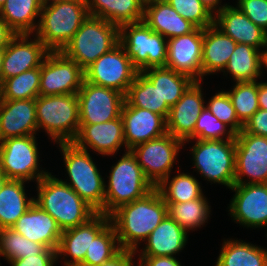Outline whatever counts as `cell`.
Returning <instances> with one entry per match:
<instances>
[{
    "label": "cell",
    "instance_id": "obj_1",
    "mask_svg": "<svg viewBox=\"0 0 267 266\" xmlns=\"http://www.w3.org/2000/svg\"><path fill=\"white\" fill-rule=\"evenodd\" d=\"M167 215V204L156 188L143 198L120 206L110 215L120 248L139 253L140 243H145Z\"/></svg>",
    "mask_w": 267,
    "mask_h": 266
},
{
    "label": "cell",
    "instance_id": "obj_2",
    "mask_svg": "<svg viewBox=\"0 0 267 266\" xmlns=\"http://www.w3.org/2000/svg\"><path fill=\"white\" fill-rule=\"evenodd\" d=\"M34 202L50 214L62 231L82 225L98 212L69 185L50 172L36 183Z\"/></svg>",
    "mask_w": 267,
    "mask_h": 266
},
{
    "label": "cell",
    "instance_id": "obj_3",
    "mask_svg": "<svg viewBox=\"0 0 267 266\" xmlns=\"http://www.w3.org/2000/svg\"><path fill=\"white\" fill-rule=\"evenodd\" d=\"M58 145L69 176L67 177L69 179L63 182L98 213L104 214L105 183L107 182L99 172L89 150L81 149L73 142L58 143Z\"/></svg>",
    "mask_w": 267,
    "mask_h": 266
},
{
    "label": "cell",
    "instance_id": "obj_4",
    "mask_svg": "<svg viewBox=\"0 0 267 266\" xmlns=\"http://www.w3.org/2000/svg\"><path fill=\"white\" fill-rule=\"evenodd\" d=\"M88 16L85 0L43 2L34 34L50 51H61Z\"/></svg>",
    "mask_w": 267,
    "mask_h": 266
},
{
    "label": "cell",
    "instance_id": "obj_5",
    "mask_svg": "<svg viewBox=\"0 0 267 266\" xmlns=\"http://www.w3.org/2000/svg\"><path fill=\"white\" fill-rule=\"evenodd\" d=\"M119 44V27L89 15L61 52L83 70Z\"/></svg>",
    "mask_w": 267,
    "mask_h": 266
},
{
    "label": "cell",
    "instance_id": "obj_6",
    "mask_svg": "<svg viewBox=\"0 0 267 266\" xmlns=\"http://www.w3.org/2000/svg\"><path fill=\"white\" fill-rule=\"evenodd\" d=\"M109 173L104 200V214L107 216L120 206L143 198L155 188L145 177L131 150L123 154Z\"/></svg>",
    "mask_w": 267,
    "mask_h": 266
},
{
    "label": "cell",
    "instance_id": "obj_7",
    "mask_svg": "<svg viewBox=\"0 0 267 266\" xmlns=\"http://www.w3.org/2000/svg\"><path fill=\"white\" fill-rule=\"evenodd\" d=\"M35 105L38 132L44 130L56 144L73 142L80 128L77 94L39 95Z\"/></svg>",
    "mask_w": 267,
    "mask_h": 266
},
{
    "label": "cell",
    "instance_id": "obj_8",
    "mask_svg": "<svg viewBox=\"0 0 267 266\" xmlns=\"http://www.w3.org/2000/svg\"><path fill=\"white\" fill-rule=\"evenodd\" d=\"M192 140H196L190 150L195 171L211 184L218 183L230 189L235 184V139Z\"/></svg>",
    "mask_w": 267,
    "mask_h": 266
},
{
    "label": "cell",
    "instance_id": "obj_9",
    "mask_svg": "<svg viewBox=\"0 0 267 266\" xmlns=\"http://www.w3.org/2000/svg\"><path fill=\"white\" fill-rule=\"evenodd\" d=\"M119 43L138 72L151 67H165L167 39L144 21L121 25Z\"/></svg>",
    "mask_w": 267,
    "mask_h": 266
},
{
    "label": "cell",
    "instance_id": "obj_10",
    "mask_svg": "<svg viewBox=\"0 0 267 266\" xmlns=\"http://www.w3.org/2000/svg\"><path fill=\"white\" fill-rule=\"evenodd\" d=\"M36 135L14 137L0 142V169L7 179L36 183L49 172L39 166ZM41 168V169H40Z\"/></svg>",
    "mask_w": 267,
    "mask_h": 266
},
{
    "label": "cell",
    "instance_id": "obj_11",
    "mask_svg": "<svg viewBox=\"0 0 267 266\" xmlns=\"http://www.w3.org/2000/svg\"><path fill=\"white\" fill-rule=\"evenodd\" d=\"M184 144L169 133L134 146L135 155L145 177L156 187L171 174L176 158Z\"/></svg>",
    "mask_w": 267,
    "mask_h": 266
},
{
    "label": "cell",
    "instance_id": "obj_12",
    "mask_svg": "<svg viewBox=\"0 0 267 266\" xmlns=\"http://www.w3.org/2000/svg\"><path fill=\"white\" fill-rule=\"evenodd\" d=\"M137 73L138 70L132 65L120 43L84 70L85 81L124 95L127 94Z\"/></svg>",
    "mask_w": 267,
    "mask_h": 266
},
{
    "label": "cell",
    "instance_id": "obj_13",
    "mask_svg": "<svg viewBox=\"0 0 267 266\" xmlns=\"http://www.w3.org/2000/svg\"><path fill=\"white\" fill-rule=\"evenodd\" d=\"M85 80L84 70L61 51H50L40 66V95L77 94Z\"/></svg>",
    "mask_w": 267,
    "mask_h": 266
},
{
    "label": "cell",
    "instance_id": "obj_14",
    "mask_svg": "<svg viewBox=\"0 0 267 266\" xmlns=\"http://www.w3.org/2000/svg\"><path fill=\"white\" fill-rule=\"evenodd\" d=\"M235 143V184L267 183V137L239 132Z\"/></svg>",
    "mask_w": 267,
    "mask_h": 266
},
{
    "label": "cell",
    "instance_id": "obj_15",
    "mask_svg": "<svg viewBox=\"0 0 267 266\" xmlns=\"http://www.w3.org/2000/svg\"><path fill=\"white\" fill-rule=\"evenodd\" d=\"M80 124H97L121 117L125 95L84 80L77 93Z\"/></svg>",
    "mask_w": 267,
    "mask_h": 266
},
{
    "label": "cell",
    "instance_id": "obj_16",
    "mask_svg": "<svg viewBox=\"0 0 267 266\" xmlns=\"http://www.w3.org/2000/svg\"><path fill=\"white\" fill-rule=\"evenodd\" d=\"M235 192L228 206L234 222L246 228L267 227V183L234 184Z\"/></svg>",
    "mask_w": 267,
    "mask_h": 266
},
{
    "label": "cell",
    "instance_id": "obj_17",
    "mask_svg": "<svg viewBox=\"0 0 267 266\" xmlns=\"http://www.w3.org/2000/svg\"><path fill=\"white\" fill-rule=\"evenodd\" d=\"M203 29L167 40L165 67L203 82L202 72Z\"/></svg>",
    "mask_w": 267,
    "mask_h": 266
},
{
    "label": "cell",
    "instance_id": "obj_18",
    "mask_svg": "<svg viewBox=\"0 0 267 266\" xmlns=\"http://www.w3.org/2000/svg\"><path fill=\"white\" fill-rule=\"evenodd\" d=\"M16 34L4 48L1 83L27 70L40 67L50 50L33 34ZM30 39V40H28Z\"/></svg>",
    "mask_w": 267,
    "mask_h": 266
},
{
    "label": "cell",
    "instance_id": "obj_19",
    "mask_svg": "<svg viewBox=\"0 0 267 266\" xmlns=\"http://www.w3.org/2000/svg\"><path fill=\"white\" fill-rule=\"evenodd\" d=\"M201 84V81H195L177 103L170 107L166 119L167 133L181 140L183 144L194 139L196 120L205 108Z\"/></svg>",
    "mask_w": 267,
    "mask_h": 266
},
{
    "label": "cell",
    "instance_id": "obj_20",
    "mask_svg": "<svg viewBox=\"0 0 267 266\" xmlns=\"http://www.w3.org/2000/svg\"><path fill=\"white\" fill-rule=\"evenodd\" d=\"M111 222L110 216L97 213L88 222L62 231L56 250L57 259L63 257L64 266H80L94 238ZM65 259V258H69Z\"/></svg>",
    "mask_w": 267,
    "mask_h": 266
},
{
    "label": "cell",
    "instance_id": "obj_21",
    "mask_svg": "<svg viewBox=\"0 0 267 266\" xmlns=\"http://www.w3.org/2000/svg\"><path fill=\"white\" fill-rule=\"evenodd\" d=\"M73 143L84 150L92 149L102 156H114L122 146L126 148L122 117L97 124H80Z\"/></svg>",
    "mask_w": 267,
    "mask_h": 266
},
{
    "label": "cell",
    "instance_id": "obj_22",
    "mask_svg": "<svg viewBox=\"0 0 267 266\" xmlns=\"http://www.w3.org/2000/svg\"><path fill=\"white\" fill-rule=\"evenodd\" d=\"M121 117L126 148L159 138L167 133L166 119L147 109L123 105Z\"/></svg>",
    "mask_w": 267,
    "mask_h": 266
},
{
    "label": "cell",
    "instance_id": "obj_23",
    "mask_svg": "<svg viewBox=\"0 0 267 266\" xmlns=\"http://www.w3.org/2000/svg\"><path fill=\"white\" fill-rule=\"evenodd\" d=\"M37 131L35 99L0 100V142Z\"/></svg>",
    "mask_w": 267,
    "mask_h": 266
},
{
    "label": "cell",
    "instance_id": "obj_24",
    "mask_svg": "<svg viewBox=\"0 0 267 266\" xmlns=\"http://www.w3.org/2000/svg\"><path fill=\"white\" fill-rule=\"evenodd\" d=\"M214 24L236 43L267 49V33L255 25L236 5H227L215 17ZM263 50H262V49Z\"/></svg>",
    "mask_w": 267,
    "mask_h": 266
},
{
    "label": "cell",
    "instance_id": "obj_25",
    "mask_svg": "<svg viewBox=\"0 0 267 266\" xmlns=\"http://www.w3.org/2000/svg\"><path fill=\"white\" fill-rule=\"evenodd\" d=\"M28 240L57 250L62 230L56 220L35 202L11 227Z\"/></svg>",
    "mask_w": 267,
    "mask_h": 266
},
{
    "label": "cell",
    "instance_id": "obj_26",
    "mask_svg": "<svg viewBox=\"0 0 267 266\" xmlns=\"http://www.w3.org/2000/svg\"><path fill=\"white\" fill-rule=\"evenodd\" d=\"M143 21L167 40L193 32L197 27L185 20L166 0L145 2Z\"/></svg>",
    "mask_w": 267,
    "mask_h": 266
},
{
    "label": "cell",
    "instance_id": "obj_27",
    "mask_svg": "<svg viewBox=\"0 0 267 266\" xmlns=\"http://www.w3.org/2000/svg\"><path fill=\"white\" fill-rule=\"evenodd\" d=\"M188 232L167 215L150 233L138 256H172L179 254L187 244Z\"/></svg>",
    "mask_w": 267,
    "mask_h": 266
},
{
    "label": "cell",
    "instance_id": "obj_28",
    "mask_svg": "<svg viewBox=\"0 0 267 266\" xmlns=\"http://www.w3.org/2000/svg\"><path fill=\"white\" fill-rule=\"evenodd\" d=\"M236 42L215 24L203 29L202 72L204 76L223 72Z\"/></svg>",
    "mask_w": 267,
    "mask_h": 266
},
{
    "label": "cell",
    "instance_id": "obj_29",
    "mask_svg": "<svg viewBox=\"0 0 267 266\" xmlns=\"http://www.w3.org/2000/svg\"><path fill=\"white\" fill-rule=\"evenodd\" d=\"M89 15L100 17L120 27L143 21L144 0H85Z\"/></svg>",
    "mask_w": 267,
    "mask_h": 266
},
{
    "label": "cell",
    "instance_id": "obj_30",
    "mask_svg": "<svg viewBox=\"0 0 267 266\" xmlns=\"http://www.w3.org/2000/svg\"><path fill=\"white\" fill-rule=\"evenodd\" d=\"M43 0H6L0 8V18L16 34H34L36 32ZM37 22V23H36Z\"/></svg>",
    "mask_w": 267,
    "mask_h": 266
},
{
    "label": "cell",
    "instance_id": "obj_31",
    "mask_svg": "<svg viewBox=\"0 0 267 266\" xmlns=\"http://www.w3.org/2000/svg\"><path fill=\"white\" fill-rule=\"evenodd\" d=\"M27 181L7 179L0 189V229L11 228L34 203L25 192Z\"/></svg>",
    "mask_w": 267,
    "mask_h": 266
},
{
    "label": "cell",
    "instance_id": "obj_32",
    "mask_svg": "<svg viewBox=\"0 0 267 266\" xmlns=\"http://www.w3.org/2000/svg\"><path fill=\"white\" fill-rule=\"evenodd\" d=\"M263 52L251 45L237 43L223 70L235 82L258 81L263 72Z\"/></svg>",
    "mask_w": 267,
    "mask_h": 266
},
{
    "label": "cell",
    "instance_id": "obj_33",
    "mask_svg": "<svg viewBox=\"0 0 267 266\" xmlns=\"http://www.w3.org/2000/svg\"><path fill=\"white\" fill-rule=\"evenodd\" d=\"M141 73L157 88L162 102L175 105L186 90L195 82L190 76L167 67H151Z\"/></svg>",
    "mask_w": 267,
    "mask_h": 266
},
{
    "label": "cell",
    "instance_id": "obj_34",
    "mask_svg": "<svg viewBox=\"0 0 267 266\" xmlns=\"http://www.w3.org/2000/svg\"><path fill=\"white\" fill-rule=\"evenodd\" d=\"M215 266H267V249L241 239H226Z\"/></svg>",
    "mask_w": 267,
    "mask_h": 266
},
{
    "label": "cell",
    "instance_id": "obj_35",
    "mask_svg": "<svg viewBox=\"0 0 267 266\" xmlns=\"http://www.w3.org/2000/svg\"><path fill=\"white\" fill-rule=\"evenodd\" d=\"M125 102L129 106L147 109L162 115L165 119L170 111V106L162 102L157 88L141 72L136 74L133 83L129 86Z\"/></svg>",
    "mask_w": 267,
    "mask_h": 266
},
{
    "label": "cell",
    "instance_id": "obj_36",
    "mask_svg": "<svg viewBox=\"0 0 267 266\" xmlns=\"http://www.w3.org/2000/svg\"><path fill=\"white\" fill-rule=\"evenodd\" d=\"M169 175L163 179L155 188L159 191L165 203H184L201 198L204 193L200 182L190 173L180 172L170 179Z\"/></svg>",
    "mask_w": 267,
    "mask_h": 266
},
{
    "label": "cell",
    "instance_id": "obj_37",
    "mask_svg": "<svg viewBox=\"0 0 267 266\" xmlns=\"http://www.w3.org/2000/svg\"><path fill=\"white\" fill-rule=\"evenodd\" d=\"M206 196L184 203H166L168 215L187 232L201 228L208 223L211 206Z\"/></svg>",
    "mask_w": 267,
    "mask_h": 266
},
{
    "label": "cell",
    "instance_id": "obj_38",
    "mask_svg": "<svg viewBox=\"0 0 267 266\" xmlns=\"http://www.w3.org/2000/svg\"><path fill=\"white\" fill-rule=\"evenodd\" d=\"M38 254H56V250L28 240L12 228L0 229V256L7 262Z\"/></svg>",
    "mask_w": 267,
    "mask_h": 266
},
{
    "label": "cell",
    "instance_id": "obj_39",
    "mask_svg": "<svg viewBox=\"0 0 267 266\" xmlns=\"http://www.w3.org/2000/svg\"><path fill=\"white\" fill-rule=\"evenodd\" d=\"M40 89V67L5 79L0 85V100L36 99Z\"/></svg>",
    "mask_w": 267,
    "mask_h": 266
},
{
    "label": "cell",
    "instance_id": "obj_40",
    "mask_svg": "<svg viewBox=\"0 0 267 266\" xmlns=\"http://www.w3.org/2000/svg\"><path fill=\"white\" fill-rule=\"evenodd\" d=\"M121 250L115 228L110 222L92 241L80 266H98Z\"/></svg>",
    "mask_w": 267,
    "mask_h": 266
},
{
    "label": "cell",
    "instance_id": "obj_41",
    "mask_svg": "<svg viewBox=\"0 0 267 266\" xmlns=\"http://www.w3.org/2000/svg\"><path fill=\"white\" fill-rule=\"evenodd\" d=\"M238 120L244 125L259 109L258 81L235 82L233 88L227 91Z\"/></svg>",
    "mask_w": 267,
    "mask_h": 266
},
{
    "label": "cell",
    "instance_id": "obj_42",
    "mask_svg": "<svg viewBox=\"0 0 267 266\" xmlns=\"http://www.w3.org/2000/svg\"><path fill=\"white\" fill-rule=\"evenodd\" d=\"M194 139H235V133L226 124L221 122L215 115H213L205 106V108L202 110L201 114L196 120V125L194 129Z\"/></svg>",
    "mask_w": 267,
    "mask_h": 266
},
{
    "label": "cell",
    "instance_id": "obj_43",
    "mask_svg": "<svg viewBox=\"0 0 267 266\" xmlns=\"http://www.w3.org/2000/svg\"><path fill=\"white\" fill-rule=\"evenodd\" d=\"M185 20L197 28L205 29L214 24V16L200 0H166Z\"/></svg>",
    "mask_w": 267,
    "mask_h": 266
},
{
    "label": "cell",
    "instance_id": "obj_44",
    "mask_svg": "<svg viewBox=\"0 0 267 266\" xmlns=\"http://www.w3.org/2000/svg\"><path fill=\"white\" fill-rule=\"evenodd\" d=\"M208 110L221 122L226 124L235 134L243 129V124L238 120L235 108L227 91H218L205 105Z\"/></svg>",
    "mask_w": 267,
    "mask_h": 266
},
{
    "label": "cell",
    "instance_id": "obj_45",
    "mask_svg": "<svg viewBox=\"0 0 267 266\" xmlns=\"http://www.w3.org/2000/svg\"><path fill=\"white\" fill-rule=\"evenodd\" d=\"M236 6L267 33V0H237Z\"/></svg>",
    "mask_w": 267,
    "mask_h": 266
},
{
    "label": "cell",
    "instance_id": "obj_46",
    "mask_svg": "<svg viewBox=\"0 0 267 266\" xmlns=\"http://www.w3.org/2000/svg\"><path fill=\"white\" fill-rule=\"evenodd\" d=\"M240 132L267 137V110L258 109L243 125Z\"/></svg>",
    "mask_w": 267,
    "mask_h": 266
},
{
    "label": "cell",
    "instance_id": "obj_47",
    "mask_svg": "<svg viewBox=\"0 0 267 266\" xmlns=\"http://www.w3.org/2000/svg\"><path fill=\"white\" fill-rule=\"evenodd\" d=\"M57 254H38L8 262L11 266H54Z\"/></svg>",
    "mask_w": 267,
    "mask_h": 266
},
{
    "label": "cell",
    "instance_id": "obj_48",
    "mask_svg": "<svg viewBox=\"0 0 267 266\" xmlns=\"http://www.w3.org/2000/svg\"><path fill=\"white\" fill-rule=\"evenodd\" d=\"M138 259V266H182L176 256H139Z\"/></svg>",
    "mask_w": 267,
    "mask_h": 266
},
{
    "label": "cell",
    "instance_id": "obj_49",
    "mask_svg": "<svg viewBox=\"0 0 267 266\" xmlns=\"http://www.w3.org/2000/svg\"><path fill=\"white\" fill-rule=\"evenodd\" d=\"M136 252L121 249L115 256H113L111 259L101 263L98 266H134L135 262L134 256Z\"/></svg>",
    "mask_w": 267,
    "mask_h": 266
},
{
    "label": "cell",
    "instance_id": "obj_50",
    "mask_svg": "<svg viewBox=\"0 0 267 266\" xmlns=\"http://www.w3.org/2000/svg\"><path fill=\"white\" fill-rule=\"evenodd\" d=\"M16 33L0 18V48H5Z\"/></svg>",
    "mask_w": 267,
    "mask_h": 266
},
{
    "label": "cell",
    "instance_id": "obj_51",
    "mask_svg": "<svg viewBox=\"0 0 267 266\" xmlns=\"http://www.w3.org/2000/svg\"><path fill=\"white\" fill-rule=\"evenodd\" d=\"M258 105L259 109L267 110V81L258 82Z\"/></svg>",
    "mask_w": 267,
    "mask_h": 266
},
{
    "label": "cell",
    "instance_id": "obj_52",
    "mask_svg": "<svg viewBox=\"0 0 267 266\" xmlns=\"http://www.w3.org/2000/svg\"><path fill=\"white\" fill-rule=\"evenodd\" d=\"M209 12L215 17L228 4L221 5L222 0H200ZM221 5V6H219Z\"/></svg>",
    "mask_w": 267,
    "mask_h": 266
},
{
    "label": "cell",
    "instance_id": "obj_53",
    "mask_svg": "<svg viewBox=\"0 0 267 266\" xmlns=\"http://www.w3.org/2000/svg\"><path fill=\"white\" fill-rule=\"evenodd\" d=\"M3 57H4V48H0V85H1V71H2Z\"/></svg>",
    "mask_w": 267,
    "mask_h": 266
},
{
    "label": "cell",
    "instance_id": "obj_54",
    "mask_svg": "<svg viewBox=\"0 0 267 266\" xmlns=\"http://www.w3.org/2000/svg\"><path fill=\"white\" fill-rule=\"evenodd\" d=\"M6 180H7V177L5 176L3 171L0 169V189L3 186V184L5 183Z\"/></svg>",
    "mask_w": 267,
    "mask_h": 266
},
{
    "label": "cell",
    "instance_id": "obj_55",
    "mask_svg": "<svg viewBox=\"0 0 267 266\" xmlns=\"http://www.w3.org/2000/svg\"><path fill=\"white\" fill-rule=\"evenodd\" d=\"M262 68H267V49L263 52V66H262Z\"/></svg>",
    "mask_w": 267,
    "mask_h": 266
},
{
    "label": "cell",
    "instance_id": "obj_56",
    "mask_svg": "<svg viewBox=\"0 0 267 266\" xmlns=\"http://www.w3.org/2000/svg\"><path fill=\"white\" fill-rule=\"evenodd\" d=\"M74 0H43V2L58 3V2H70Z\"/></svg>",
    "mask_w": 267,
    "mask_h": 266
},
{
    "label": "cell",
    "instance_id": "obj_57",
    "mask_svg": "<svg viewBox=\"0 0 267 266\" xmlns=\"http://www.w3.org/2000/svg\"><path fill=\"white\" fill-rule=\"evenodd\" d=\"M5 2L6 0H0V8L4 5Z\"/></svg>",
    "mask_w": 267,
    "mask_h": 266
}]
</instances>
